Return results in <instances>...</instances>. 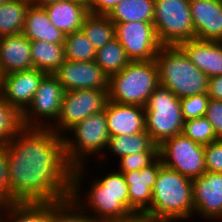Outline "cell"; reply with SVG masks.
Instances as JSON below:
<instances>
[{
  "mask_svg": "<svg viewBox=\"0 0 222 222\" xmlns=\"http://www.w3.org/2000/svg\"><path fill=\"white\" fill-rule=\"evenodd\" d=\"M31 0H6L0 5V37L21 34Z\"/></svg>",
  "mask_w": 222,
  "mask_h": 222,
  "instance_id": "484cf974",
  "label": "cell"
},
{
  "mask_svg": "<svg viewBox=\"0 0 222 222\" xmlns=\"http://www.w3.org/2000/svg\"><path fill=\"white\" fill-rule=\"evenodd\" d=\"M65 60L89 62L95 60L96 49L82 30L66 34L64 40Z\"/></svg>",
  "mask_w": 222,
  "mask_h": 222,
  "instance_id": "f546056e",
  "label": "cell"
},
{
  "mask_svg": "<svg viewBox=\"0 0 222 222\" xmlns=\"http://www.w3.org/2000/svg\"><path fill=\"white\" fill-rule=\"evenodd\" d=\"M33 68L53 74L65 61L64 43L31 41Z\"/></svg>",
  "mask_w": 222,
  "mask_h": 222,
  "instance_id": "cb8c5ba5",
  "label": "cell"
},
{
  "mask_svg": "<svg viewBox=\"0 0 222 222\" xmlns=\"http://www.w3.org/2000/svg\"><path fill=\"white\" fill-rule=\"evenodd\" d=\"M206 171L222 173V140L204 146Z\"/></svg>",
  "mask_w": 222,
  "mask_h": 222,
  "instance_id": "8d00e7d4",
  "label": "cell"
},
{
  "mask_svg": "<svg viewBox=\"0 0 222 222\" xmlns=\"http://www.w3.org/2000/svg\"><path fill=\"white\" fill-rule=\"evenodd\" d=\"M65 91L78 89H109V76L95 62L65 60L53 73Z\"/></svg>",
  "mask_w": 222,
  "mask_h": 222,
  "instance_id": "5bb4252c",
  "label": "cell"
},
{
  "mask_svg": "<svg viewBox=\"0 0 222 222\" xmlns=\"http://www.w3.org/2000/svg\"><path fill=\"white\" fill-rule=\"evenodd\" d=\"M122 0H92L88 5V12L92 14L108 15Z\"/></svg>",
  "mask_w": 222,
  "mask_h": 222,
  "instance_id": "f35d334b",
  "label": "cell"
},
{
  "mask_svg": "<svg viewBox=\"0 0 222 222\" xmlns=\"http://www.w3.org/2000/svg\"><path fill=\"white\" fill-rule=\"evenodd\" d=\"M95 62L110 77L120 72L131 60L127 57L120 42L113 38L103 47L96 50Z\"/></svg>",
  "mask_w": 222,
  "mask_h": 222,
  "instance_id": "83f0119b",
  "label": "cell"
},
{
  "mask_svg": "<svg viewBox=\"0 0 222 222\" xmlns=\"http://www.w3.org/2000/svg\"><path fill=\"white\" fill-rule=\"evenodd\" d=\"M154 0H122L108 14L113 23L154 21Z\"/></svg>",
  "mask_w": 222,
  "mask_h": 222,
  "instance_id": "d4e9b609",
  "label": "cell"
},
{
  "mask_svg": "<svg viewBox=\"0 0 222 222\" xmlns=\"http://www.w3.org/2000/svg\"><path fill=\"white\" fill-rule=\"evenodd\" d=\"M66 133L62 136L68 163L72 167L90 166L88 160L97 156L98 160L108 147L110 135L104 110L74 124Z\"/></svg>",
  "mask_w": 222,
  "mask_h": 222,
  "instance_id": "5b68a950",
  "label": "cell"
},
{
  "mask_svg": "<svg viewBox=\"0 0 222 222\" xmlns=\"http://www.w3.org/2000/svg\"><path fill=\"white\" fill-rule=\"evenodd\" d=\"M33 68L31 41L22 33L0 37L2 75Z\"/></svg>",
  "mask_w": 222,
  "mask_h": 222,
  "instance_id": "ffe728a7",
  "label": "cell"
},
{
  "mask_svg": "<svg viewBox=\"0 0 222 222\" xmlns=\"http://www.w3.org/2000/svg\"><path fill=\"white\" fill-rule=\"evenodd\" d=\"M208 95L213 100L222 101V75L209 78Z\"/></svg>",
  "mask_w": 222,
  "mask_h": 222,
  "instance_id": "ab89813d",
  "label": "cell"
},
{
  "mask_svg": "<svg viewBox=\"0 0 222 222\" xmlns=\"http://www.w3.org/2000/svg\"><path fill=\"white\" fill-rule=\"evenodd\" d=\"M195 39L222 42V0H190Z\"/></svg>",
  "mask_w": 222,
  "mask_h": 222,
  "instance_id": "e0dca14e",
  "label": "cell"
},
{
  "mask_svg": "<svg viewBox=\"0 0 222 222\" xmlns=\"http://www.w3.org/2000/svg\"><path fill=\"white\" fill-rule=\"evenodd\" d=\"M162 165V160L158 157L142 170L123 173L128 184L129 210L133 214H147L150 211L152 190Z\"/></svg>",
  "mask_w": 222,
  "mask_h": 222,
  "instance_id": "2e32d148",
  "label": "cell"
},
{
  "mask_svg": "<svg viewBox=\"0 0 222 222\" xmlns=\"http://www.w3.org/2000/svg\"><path fill=\"white\" fill-rule=\"evenodd\" d=\"M106 150L101 157L102 160H105L103 157L107 158V152L111 153L110 156L114 155L118 160L123 156H129L137 152H159V146L152 141L151 136L145 130L136 134L110 137Z\"/></svg>",
  "mask_w": 222,
  "mask_h": 222,
  "instance_id": "603a6c76",
  "label": "cell"
},
{
  "mask_svg": "<svg viewBox=\"0 0 222 222\" xmlns=\"http://www.w3.org/2000/svg\"><path fill=\"white\" fill-rule=\"evenodd\" d=\"M155 31L162 46H179L195 39L190 0H154Z\"/></svg>",
  "mask_w": 222,
  "mask_h": 222,
  "instance_id": "ba28073f",
  "label": "cell"
},
{
  "mask_svg": "<svg viewBox=\"0 0 222 222\" xmlns=\"http://www.w3.org/2000/svg\"><path fill=\"white\" fill-rule=\"evenodd\" d=\"M4 209H0V222H4Z\"/></svg>",
  "mask_w": 222,
  "mask_h": 222,
  "instance_id": "7bdbcfd3",
  "label": "cell"
},
{
  "mask_svg": "<svg viewBox=\"0 0 222 222\" xmlns=\"http://www.w3.org/2000/svg\"><path fill=\"white\" fill-rule=\"evenodd\" d=\"M4 222H50V203H15L4 209Z\"/></svg>",
  "mask_w": 222,
  "mask_h": 222,
  "instance_id": "f1b7e54d",
  "label": "cell"
},
{
  "mask_svg": "<svg viewBox=\"0 0 222 222\" xmlns=\"http://www.w3.org/2000/svg\"><path fill=\"white\" fill-rule=\"evenodd\" d=\"M182 133L204 146L218 141L211 124L205 117L184 121Z\"/></svg>",
  "mask_w": 222,
  "mask_h": 222,
  "instance_id": "d6a6232c",
  "label": "cell"
},
{
  "mask_svg": "<svg viewBox=\"0 0 222 222\" xmlns=\"http://www.w3.org/2000/svg\"><path fill=\"white\" fill-rule=\"evenodd\" d=\"M159 83L178 98L208 93L209 77L198 69L179 46H162L156 55Z\"/></svg>",
  "mask_w": 222,
  "mask_h": 222,
  "instance_id": "277c9868",
  "label": "cell"
},
{
  "mask_svg": "<svg viewBox=\"0 0 222 222\" xmlns=\"http://www.w3.org/2000/svg\"><path fill=\"white\" fill-rule=\"evenodd\" d=\"M144 108L145 130L156 145L182 133L184 119L180 98L167 86L159 83Z\"/></svg>",
  "mask_w": 222,
  "mask_h": 222,
  "instance_id": "52a82bcc",
  "label": "cell"
},
{
  "mask_svg": "<svg viewBox=\"0 0 222 222\" xmlns=\"http://www.w3.org/2000/svg\"><path fill=\"white\" fill-rule=\"evenodd\" d=\"M21 127V115L0 96V144H7Z\"/></svg>",
  "mask_w": 222,
  "mask_h": 222,
  "instance_id": "1f68e13d",
  "label": "cell"
},
{
  "mask_svg": "<svg viewBox=\"0 0 222 222\" xmlns=\"http://www.w3.org/2000/svg\"><path fill=\"white\" fill-rule=\"evenodd\" d=\"M65 0H31V4L37 7H46L51 4H55Z\"/></svg>",
  "mask_w": 222,
  "mask_h": 222,
  "instance_id": "b9f144b4",
  "label": "cell"
},
{
  "mask_svg": "<svg viewBox=\"0 0 222 222\" xmlns=\"http://www.w3.org/2000/svg\"><path fill=\"white\" fill-rule=\"evenodd\" d=\"M159 157V152H137L129 156H123L118 161L121 173H127L135 170H142L151 165Z\"/></svg>",
  "mask_w": 222,
  "mask_h": 222,
  "instance_id": "d590c367",
  "label": "cell"
},
{
  "mask_svg": "<svg viewBox=\"0 0 222 222\" xmlns=\"http://www.w3.org/2000/svg\"><path fill=\"white\" fill-rule=\"evenodd\" d=\"M46 75L36 68L7 73L2 76L0 96L21 115Z\"/></svg>",
  "mask_w": 222,
  "mask_h": 222,
  "instance_id": "4fadbf2b",
  "label": "cell"
},
{
  "mask_svg": "<svg viewBox=\"0 0 222 222\" xmlns=\"http://www.w3.org/2000/svg\"><path fill=\"white\" fill-rule=\"evenodd\" d=\"M107 90L78 89L65 91L57 120L50 126L59 135L66 134L74 124L104 110Z\"/></svg>",
  "mask_w": 222,
  "mask_h": 222,
  "instance_id": "30bf717a",
  "label": "cell"
},
{
  "mask_svg": "<svg viewBox=\"0 0 222 222\" xmlns=\"http://www.w3.org/2000/svg\"><path fill=\"white\" fill-rule=\"evenodd\" d=\"M78 1H81V2L85 3L86 5H88L92 0H78Z\"/></svg>",
  "mask_w": 222,
  "mask_h": 222,
  "instance_id": "ee69618b",
  "label": "cell"
},
{
  "mask_svg": "<svg viewBox=\"0 0 222 222\" xmlns=\"http://www.w3.org/2000/svg\"><path fill=\"white\" fill-rule=\"evenodd\" d=\"M6 0H0V5L2 4V3H4Z\"/></svg>",
  "mask_w": 222,
  "mask_h": 222,
  "instance_id": "bcb514c9",
  "label": "cell"
},
{
  "mask_svg": "<svg viewBox=\"0 0 222 222\" xmlns=\"http://www.w3.org/2000/svg\"><path fill=\"white\" fill-rule=\"evenodd\" d=\"M179 47L209 78L222 75V42L192 39Z\"/></svg>",
  "mask_w": 222,
  "mask_h": 222,
  "instance_id": "d6986e66",
  "label": "cell"
},
{
  "mask_svg": "<svg viewBox=\"0 0 222 222\" xmlns=\"http://www.w3.org/2000/svg\"><path fill=\"white\" fill-rule=\"evenodd\" d=\"M81 30L96 50L115 38V25L108 15L88 13Z\"/></svg>",
  "mask_w": 222,
  "mask_h": 222,
  "instance_id": "4316f807",
  "label": "cell"
},
{
  "mask_svg": "<svg viewBox=\"0 0 222 222\" xmlns=\"http://www.w3.org/2000/svg\"><path fill=\"white\" fill-rule=\"evenodd\" d=\"M209 100L208 93L180 98L184 121L205 117Z\"/></svg>",
  "mask_w": 222,
  "mask_h": 222,
  "instance_id": "836d02e7",
  "label": "cell"
},
{
  "mask_svg": "<svg viewBox=\"0 0 222 222\" xmlns=\"http://www.w3.org/2000/svg\"><path fill=\"white\" fill-rule=\"evenodd\" d=\"M159 157L165 167L191 180L206 172L204 145L179 133L159 145Z\"/></svg>",
  "mask_w": 222,
  "mask_h": 222,
  "instance_id": "9c48e42d",
  "label": "cell"
},
{
  "mask_svg": "<svg viewBox=\"0 0 222 222\" xmlns=\"http://www.w3.org/2000/svg\"><path fill=\"white\" fill-rule=\"evenodd\" d=\"M194 213L199 219L222 220V173L206 171L193 180Z\"/></svg>",
  "mask_w": 222,
  "mask_h": 222,
  "instance_id": "9a60e30c",
  "label": "cell"
},
{
  "mask_svg": "<svg viewBox=\"0 0 222 222\" xmlns=\"http://www.w3.org/2000/svg\"><path fill=\"white\" fill-rule=\"evenodd\" d=\"M2 72H1V69H0V85H1V80H2Z\"/></svg>",
  "mask_w": 222,
  "mask_h": 222,
  "instance_id": "f6af8a7d",
  "label": "cell"
},
{
  "mask_svg": "<svg viewBox=\"0 0 222 222\" xmlns=\"http://www.w3.org/2000/svg\"><path fill=\"white\" fill-rule=\"evenodd\" d=\"M43 8L52 24L65 34L80 30L89 13L87 5L78 0H65Z\"/></svg>",
  "mask_w": 222,
  "mask_h": 222,
  "instance_id": "44dd1931",
  "label": "cell"
},
{
  "mask_svg": "<svg viewBox=\"0 0 222 222\" xmlns=\"http://www.w3.org/2000/svg\"><path fill=\"white\" fill-rule=\"evenodd\" d=\"M115 38L131 61L155 60L160 44L153 22L114 23Z\"/></svg>",
  "mask_w": 222,
  "mask_h": 222,
  "instance_id": "7c38bea8",
  "label": "cell"
},
{
  "mask_svg": "<svg viewBox=\"0 0 222 222\" xmlns=\"http://www.w3.org/2000/svg\"><path fill=\"white\" fill-rule=\"evenodd\" d=\"M110 137L145 131V108L107 100L104 106Z\"/></svg>",
  "mask_w": 222,
  "mask_h": 222,
  "instance_id": "ac0fdd59",
  "label": "cell"
},
{
  "mask_svg": "<svg viewBox=\"0 0 222 222\" xmlns=\"http://www.w3.org/2000/svg\"><path fill=\"white\" fill-rule=\"evenodd\" d=\"M15 203H55L71 196L72 166L63 136L50 127H24L5 144Z\"/></svg>",
  "mask_w": 222,
  "mask_h": 222,
  "instance_id": "6da1fadb",
  "label": "cell"
},
{
  "mask_svg": "<svg viewBox=\"0 0 222 222\" xmlns=\"http://www.w3.org/2000/svg\"><path fill=\"white\" fill-rule=\"evenodd\" d=\"M114 222H163L161 220H157L150 215L147 214H133L128 218L117 220Z\"/></svg>",
  "mask_w": 222,
  "mask_h": 222,
  "instance_id": "60d3db41",
  "label": "cell"
},
{
  "mask_svg": "<svg viewBox=\"0 0 222 222\" xmlns=\"http://www.w3.org/2000/svg\"><path fill=\"white\" fill-rule=\"evenodd\" d=\"M193 180L162 165L152 190L150 211L147 215L163 222L193 220Z\"/></svg>",
  "mask_w": 222,
  "mask_h": 222,
  "instance_id": "3957f363",
  "label": "cell"
},
{
  "mask_svg": "<svg viewBox=\"0 0 222 222\" xmlns=\"http://www.w3.org/2000/svg\"><path fill=\"white\" fill-rule=\"evenodd\" d=\"M22 34L30 41L64 43L66 34L57 29L50 21L43 7L33 4L27 9Z\"/></svg>",
  "mask_w": 222,
  "mask_h": 222,
  "instance_id": "7402d4cb",
  "label": "cell"
},
{
  "mask_svg": "<svg viewBox=\"0 0 222 222\" xmlns=\"http://www.w3.org/2000/svg\"><path fill=\"white\" fill-rule=\"evenodd\" d=\"M158 84L155 60L131 61L120 72L109 77L108 100L144 107Z\"/></svg>",
  "mask_w": 222,
  "mask_h": 222,
  "instance_id": "8992f818",
  "label": "cell"
},
{
  "mask_svg": "<svg viewBox=\"0 0 222 222\" xmlns=\"http://www.w3.org/2000/svg\"><path fill=\"white\" fill-rule=\"evenodd\" d=\"M50 222H97L72 198L50 203Z\"/></svg>",
  "mask_w": 222,
  "mask_h": 222,
  "instance_id": "4dcf8cb0",
  "label": "cell"
},
{
  "mask_svg": "<svg viewBox=\"0 0 222 222\" xmlns=\"http://www.w3.org/2000/svg\"><path fill=\"white\" fill-rule=\"evenodd\" d=\"M205 118L209 121L218 140H222V101L210 98Z\"/></svg>",
  "mask_w": 222,
  "mask_h": 222,
  "instance_id": "74e56055",
  "label": "cell"
},
{
  "mask_svg": "<svg viewBox=\"0 0 222 222\" xmlns=\"http://www.w3.org/2000/svg\"><path fill=\"white\" fill-rule=\"evenodd\" d=\"M86 168H72L70 198L97 222H114L133 215L129 210L128 184L123 173L112 170L113 172L101 177H92V182L88 183L90 187L83 192V184L87 182L88 175Z\"/></svg>",
  "mask_w": 222,
  "mask_h": 222,
  "instance_id": "7a4b0ae2",
  "label": "cell"
},
{
  "mask_svg": "<svg viewBox=\"0 0 222 222\" xmlns=\"http://www.w3.org/2000/svg\"><path fill=\"white\" fill-rule=\"evenodd\" d=\"M65 90L53 74L41 81L32 102L21 114L24 127H50L58 118Z\"/></svg>",
  "mask_w": 222,
  "mask_h": 222,
  "instance_id": "8fae6325",
  "label": "cell"
},
{
  "mask_svg": "<svg viewBox=\"0 0 222 222\" xmlns=\"http://www.w3.org/2000/svg\"><path fill=\"white\" fill-rule=\"evenodd\" d=\"M8 151L5 144H0V209L14 204L8 178Z\"/></svg>",
  "mask_w": 222,
  "mask_h": 222,
  "instance_id": "e575fe53",
  "label": "cell"
}]
</instances>
